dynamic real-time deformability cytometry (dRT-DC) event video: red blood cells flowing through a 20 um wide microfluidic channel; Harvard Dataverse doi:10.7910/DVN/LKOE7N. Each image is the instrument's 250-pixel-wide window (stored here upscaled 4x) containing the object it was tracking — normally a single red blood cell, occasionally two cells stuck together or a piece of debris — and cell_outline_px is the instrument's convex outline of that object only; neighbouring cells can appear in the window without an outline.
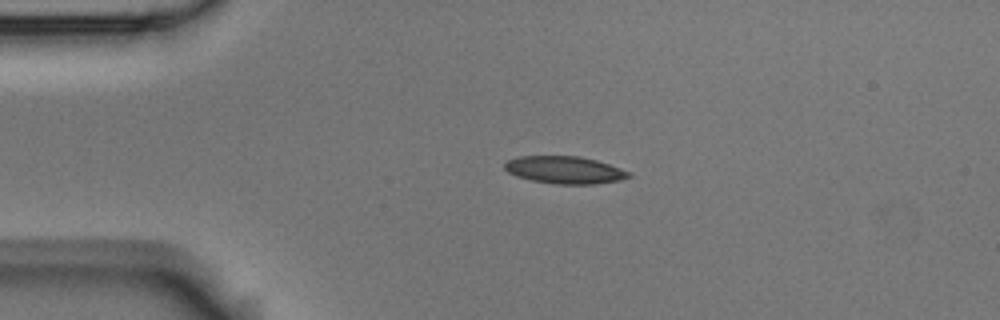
{"species": "Egyptian fruit bat (a non-hibernating species)", "species_latin": "Rousettus aegyptiacus", "temperature_condition": "room temperature", "stored_images_in_passage": 4, "camera_frame_rate_fps": 3000, "um_per_image_px": 0.085, "animal": {"sex": "male"}, "frame": {"image": 1, "passage_image": 3, "time_ms": 0.667, "image_size_px": [1000, 320], "cell_outline_px": [[632, 176], [620, 180], [596, 184], [560, 184], [532, 180], [516, 176], [508, 172], [504, 168], [504, 164], [508, 160], [520, 156], [580, 156], [596, 160], [632, 172]], "centroid_in_image_um": [48.02, 14.44], "position_along_channel_um": 37.0, "area_um2": 19.77}}